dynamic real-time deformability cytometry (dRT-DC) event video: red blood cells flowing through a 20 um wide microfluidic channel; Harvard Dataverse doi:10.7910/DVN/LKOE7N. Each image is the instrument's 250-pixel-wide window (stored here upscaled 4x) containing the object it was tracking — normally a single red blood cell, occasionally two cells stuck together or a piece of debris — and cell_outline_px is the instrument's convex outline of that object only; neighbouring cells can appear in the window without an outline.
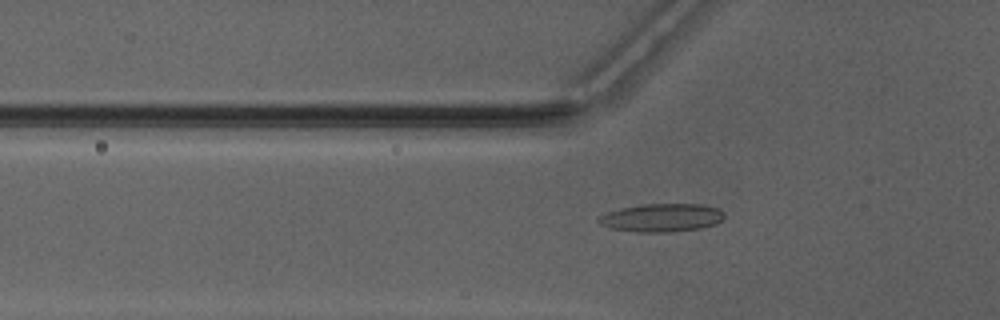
{"species": "Egyptian fruit bat (a non-hibernating species)", "species_latin": "Rousettus aegyptiacus", "temperature_condition": "warm", "stored_images_in_passage": 32, "camera_frame_rate_fps": 3000, "um_per_image_px": 0.085, "animal": {"sex": "male"}, "frame": {"image": 1, "passage_image": 6, "time_ms": 1.667, "image_size_px": [1000, 320], "cell_outline_px": [[724, 216], [716, 224], [700, 228], [668, 232], [636, 232], [612, 228], [600, 224], [596, 220], [600, 216], [608, 212], [620, 208], [640, 204], [704, 204], [716, 208], [724, 212]], "centroid_in_image_um": [56.23, 18.5], "position_along_channel_um": 69.6, "area_um2": 20.58}}
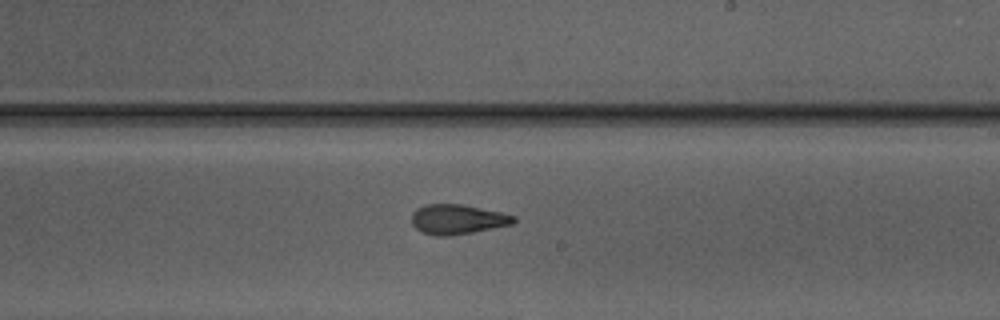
{"frame": {"image": 2, "passage_image": 19, "time_ms": 6.0, "image_size_px": [1000, 320], "cell_outline_px": [[516, 220], [512, 224], [472, 232], [448, 236], [436, 236], [420, 232], [412, 224], [412, 212], [416, 208], [424, 204], [460, 204], [500, 212], [516, 216]], "centroid_in_image_um": [38.84, 18.64], "position_along_channel_um": 250.2, "area_um2": 17.69}}
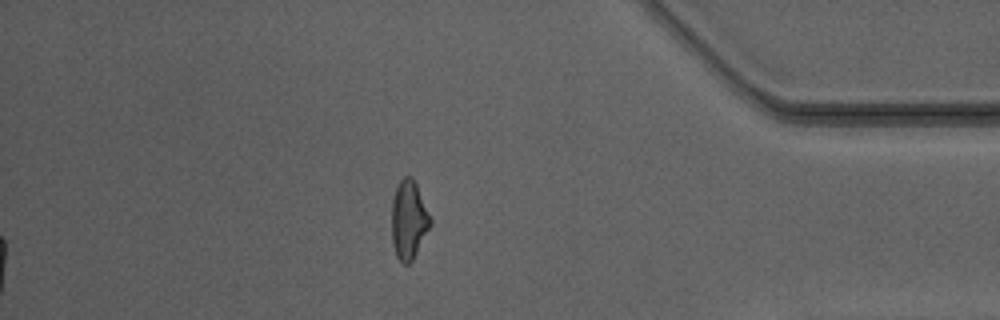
{"frame": {"image": 3, "passage_image": 32, "time_ms": 10.333, "image_size_px": [1000, 320], "cell_outline_px": [[432, 224], [412, 260], [408, 264], [404, 264], [396, 256], [392, 244], [392, 200], [396, 188], [400, 180], [404, 176], [412, 176], [416, 184], [432, 220]], "centroid_in_image_um": [34.74, 18.69], "position_along_channel_um": 400.5, "area_um2": 17.63}, "authors_computed_cell_mechanics": {"area_um2": 18.1203, "velocity_mm_per_s": 4.1824, "shape_relaxation_time_tau1_ms": null, "shape_relaxation_time_tau2_ms": 2.4242, "deformation_change_tau1": null, "deformation_change_tau2": 0.1107}}